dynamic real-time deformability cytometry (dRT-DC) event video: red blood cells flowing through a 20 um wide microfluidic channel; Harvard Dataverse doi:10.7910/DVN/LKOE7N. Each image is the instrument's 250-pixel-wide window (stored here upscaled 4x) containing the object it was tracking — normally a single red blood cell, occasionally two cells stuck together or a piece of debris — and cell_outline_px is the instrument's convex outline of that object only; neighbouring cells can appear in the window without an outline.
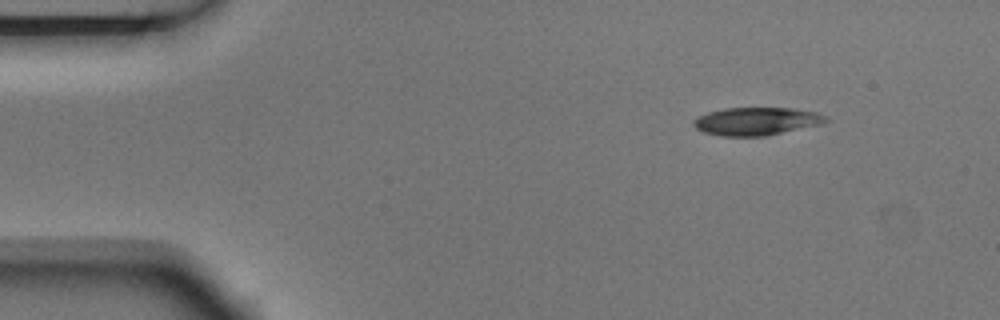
{"species": "Egyptian fruit bat (a non-hibernating species)", "species_latin": "Rousettus aegyptiacus", "temperature_condition": "room temperature", "stored_images_in_passage": 6, "camera_frame_rate_fps": 3000, "um_per_image_px": 0.085, "animal": {"sex": "male"}, "frame": {"image": 1, "passage_image": 1, "time_ms": 0.0, "image_size_px": [1000, 320], "cell_outline_px": [[828, 120], [820, 124], [768, 136], [724, 136], [704, 132], [696, 128], [692, 124], [692, 120], [696, 116], [708, 112], [724, 108], [792, 108], [816, 112], [828, 116]], "centroid_in_image_um": [64.28, 10.3], "position_along_channel_um": 20.7, "area_um2": 21.62}}
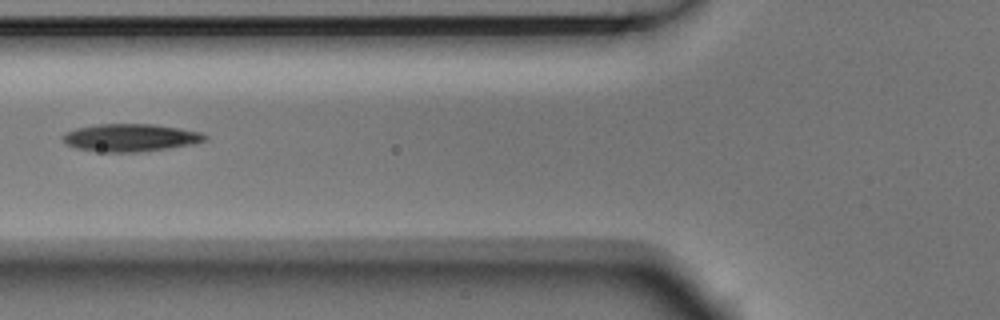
{"frame": {"image": 2, "passage_image": 5, "time_ms": 1.333, "image_size_px": [1000, 320], "cell_outline_px": [[208, 140], [192, 144], [168, 148], [136, 152], [104, 152], [76, 148], [64, 144], [64, 132], [76, 128], [100, 124], [152, 124], [180, 128], [200, 132], [208, 136]], "centroid_in_image_um": [11.09, 11.7], "position_along_channel_um": 114.7, "area_um2": 22.83}}
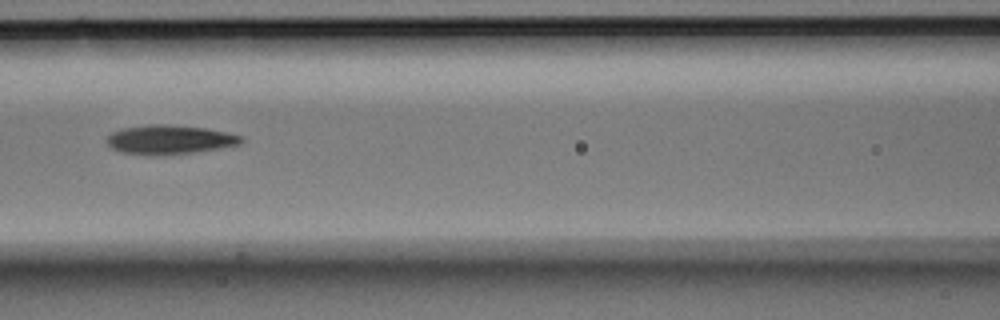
{"frame": {"image": 3, "passage_image": 6, "time_ms": 1.667, "image_size_px": [1000, 320], "cell_outline_px": [[244, 140], [240, 144], [220, 148], [192, 152], [156, 156], [148, 156], [120, 152], [112, 148], [108, 144], [108, 136], [112, 132], [120, 128], [148, 124], [168, 124], [204, 128], [224, 132], [240, 136]], "centroid_in_image_um": [14.35, 11.87], "position_along_channel_um": 152.2, "area_um2": 22.83}}